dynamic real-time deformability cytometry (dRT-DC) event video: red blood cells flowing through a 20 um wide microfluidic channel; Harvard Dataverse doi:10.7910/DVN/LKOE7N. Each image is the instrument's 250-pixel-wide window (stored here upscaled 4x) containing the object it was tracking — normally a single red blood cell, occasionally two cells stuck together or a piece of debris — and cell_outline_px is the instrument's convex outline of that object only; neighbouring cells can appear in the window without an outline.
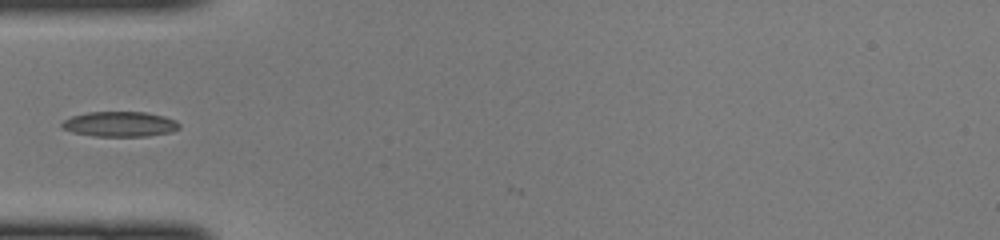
{"species": "common noctule bat (a hibernating species)", "species_latin": "Nyctalus noctula", "temperature_condition": "cold", "stored_images_in_passage": 2, "camera_frame_rate_fps": 3000, "um_per_image_px": 0.085, "animal": {"sex": "female", "body_mass_g": 22.0, "forearm_length_mm": 56.7}, "frame": {"image": 1, "passage_image": 1, "time_ms": 0.0, "image_size_px": [1000, 240], "cell_outline_px": [[180, 128], [172, 132], [148, 136], [92, 136], [72, 132], [64, 128], [60, 124], [64, 120], [72, 116], [88, 112], [144, 112], [164, 116], [176, 120], [180, 124]], "centroid_in_image_um": [10.21, 10.55], "position_along_channel_um": 74.8, "area_um2": 17.22}}